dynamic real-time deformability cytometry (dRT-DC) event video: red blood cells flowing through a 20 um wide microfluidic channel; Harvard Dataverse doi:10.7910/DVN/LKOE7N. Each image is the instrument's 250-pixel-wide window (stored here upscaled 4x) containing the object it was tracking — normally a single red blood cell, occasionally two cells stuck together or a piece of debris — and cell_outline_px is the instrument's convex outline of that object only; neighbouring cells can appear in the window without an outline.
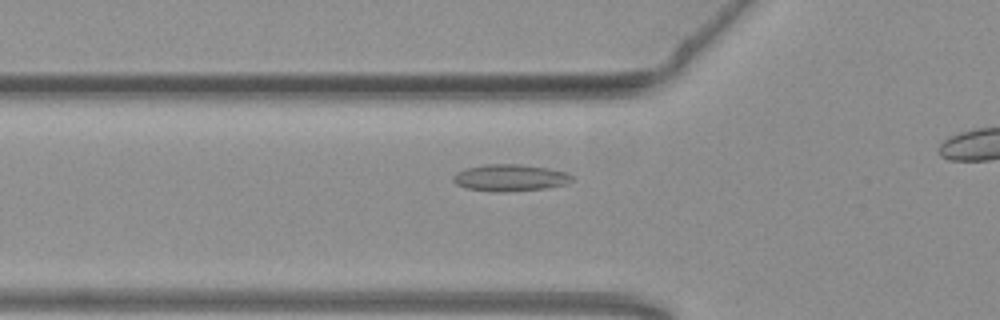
{"species": "common noctule bat (a hibernating species)", "species_latin": "Nyctalus noctula", "temperature_condition": "warm", "stored_images_in_passage": 29, "camera_frame_rate_fps": 3000, "um_per_image_px": 0.085, "animal": {"sex": "female", "body_mass_g": 19.3, "forearm_length_mm": 54.1}, "frame": {"image": 1, "passage_image": 3, "time_ms": 0.667, "image_size_px": [1000, 320], "cell_outline_px": [[572, 180], [564, 184], [544, 188], [496, 192], [464, 188], [456, 184], [452, 180], [452, 176], [456, 172], [468, 168], [484, 164], [520, 164], [548, 168], [564, 172], [572, 176]], "centroid_in_image_um": [43.28, 15.1], "position_along_channel_um": 82.5, "area_um2": 18.32}}
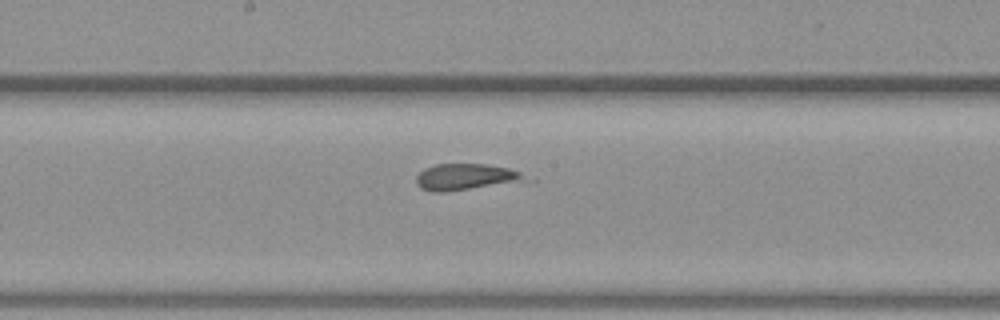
{"frame": {"image": 2, "passage_image": 13, "time_ms": 4.0, "image_size_px": [1000, 320], "cell_outline_px": [[536, 180], [444, 192], [432, 192], [420, 188], [416, 184], [416, 176], [424, 168], [436, 164], [488, 164], [508, 168], [520, 172]], "centroid_in_image_um": [39.64, 15.04], "position_along_channel_um": 208.6, "area_um2": 17.11}}
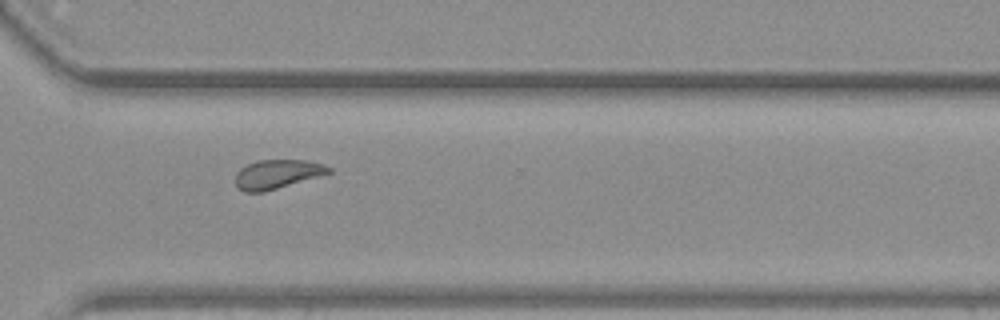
{"frame": {"image": 3, "passage_image": 24, "time_ms": 7.667, "image_size_px": [1000, 320], "cell_outline_px": [[332, 172], [264, 192], [244, 192], [236, 184], [236, 172], [240, 168], [256, 160], [308, 160], [324, 164], [332, 168]], "centroid_in_image_um": [23.57, 14.79], "position_along_channel_um": 347.0, "area_um2": 15.72}}